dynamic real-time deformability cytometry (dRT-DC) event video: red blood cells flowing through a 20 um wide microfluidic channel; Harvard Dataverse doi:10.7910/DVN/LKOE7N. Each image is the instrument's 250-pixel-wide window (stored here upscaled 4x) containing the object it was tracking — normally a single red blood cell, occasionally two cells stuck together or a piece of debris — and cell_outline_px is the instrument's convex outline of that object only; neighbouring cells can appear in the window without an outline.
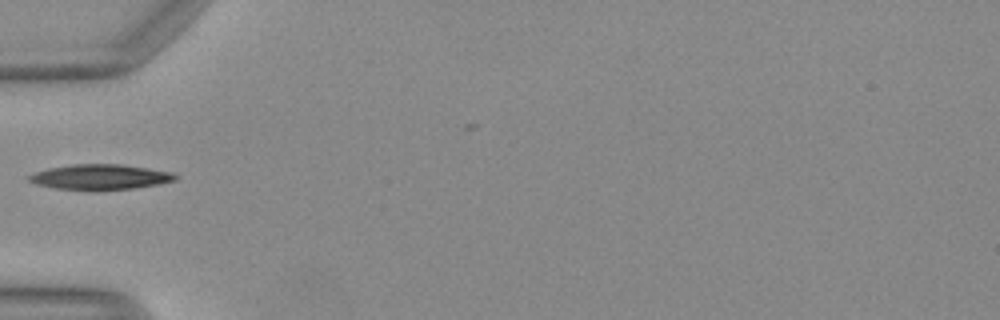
{"species": "Egyptian fruit bat (a non-hibernating species)", "species_latin": "Rousettus aegyptiacus", "temperature_condition": "warm", "stored_images_in_passage": 8, "camera_frame_rate_fps": 3000, "um_per_image_px": 0.085, "animal": {"sex": "female"}, "frame": {"image": 1, "passage_image": 1, "time_ms": 0.0, "image_size_px": [1000, 320], "cell_outline_px": [[176, 180], [160, 184], [136, 188], [96, 192], [92, 192], [56, 188], [36, 184], [28, 180], [28, 176], [36, 172], [48, 168], [72, 164], [120, 164], [148, 168], [172, 172], [176, 176]], "centroid_in_image_um": [8.52, 15.07], "position_along_channel_um": 76.5, "area_um2": 22.02}}